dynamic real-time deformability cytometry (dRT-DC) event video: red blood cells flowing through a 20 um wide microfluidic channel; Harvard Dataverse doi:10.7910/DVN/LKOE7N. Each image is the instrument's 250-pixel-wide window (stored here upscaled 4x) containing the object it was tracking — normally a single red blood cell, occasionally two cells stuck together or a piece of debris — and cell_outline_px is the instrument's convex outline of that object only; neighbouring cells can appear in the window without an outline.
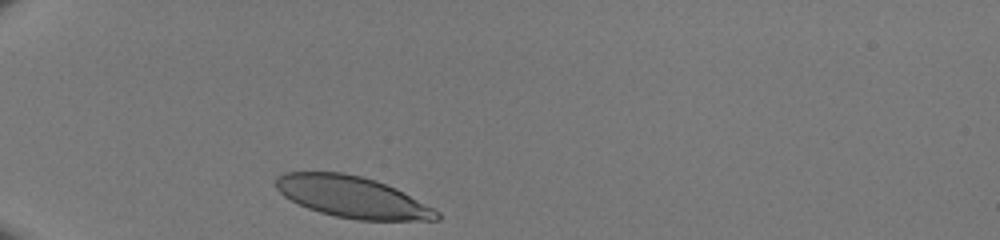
{"species": "human", "species_latin": "Homo sapiens", "temperature_condition": "room temperature", "stored_images_in_passage": 28, "camera_frame_rate_fps": 3000, "um_per_image_px": 0.085, "donor": {"sex": "male"}, "frame": {"image": 1, "passage_image": 1, "time_ms": 0.0, "image_size_px": [1000, 240], "cell_outline_px": [[440, 220], [356, 220], [336, 216], [320, 212], [308, 208], [284, 196], [276, 188], [276, 176], [284, 172], [344, 172], [376, 180], [396, 188], [440, 212]], "centroid_in_image_um": [29.94, 16.74], "position_along_channel_um": 55.1, "area_um2": 38.61}}
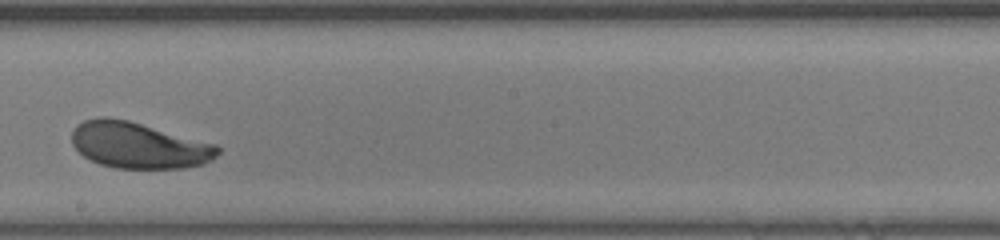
{"frame": {"image": 2, "passage_image": 16, "time_ms": 5.0, "image_size_px": [1000, 240], "cell_outline_px": [[220, 152], [212, 160], [204, 164], [184, 168], [116, 168], [100, 164], [84, 156], [72, 144], [72, 132], [76, 124], [84, 120], [100, 116], [108, 116], [128, 120], [216, 144], [220, 148]], "centroid_in_image_um": [11.79, 12.34], "position_along_channel_um": 236.4, "area_um2": 39.3}}
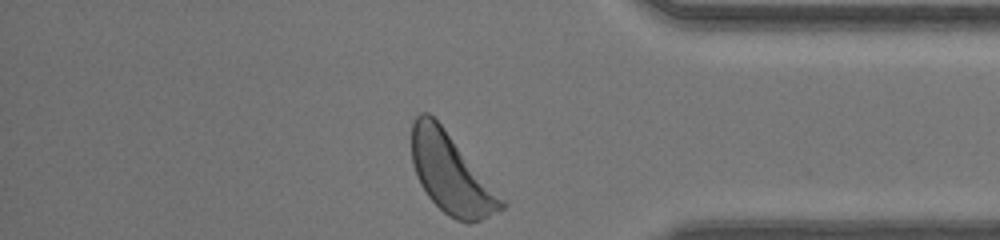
{"frame": {"image": 3, "passage_image": 28, "time_ms": 9.0, "image_size_px": [1000, 240], "cell_outline_px": [[508, 204], [504, 208], [472, 224], [468, 224], [456, 220], [448, 216], [428, 196], [420, 184], [416, 176], [412, 164], [412, 120], [420, 112], [428, 112], [440, 124]], "centroid_in_image_um": [38.31, 14.79], "position_along_channel_um": 396.9, "area_um2": 41.1}}